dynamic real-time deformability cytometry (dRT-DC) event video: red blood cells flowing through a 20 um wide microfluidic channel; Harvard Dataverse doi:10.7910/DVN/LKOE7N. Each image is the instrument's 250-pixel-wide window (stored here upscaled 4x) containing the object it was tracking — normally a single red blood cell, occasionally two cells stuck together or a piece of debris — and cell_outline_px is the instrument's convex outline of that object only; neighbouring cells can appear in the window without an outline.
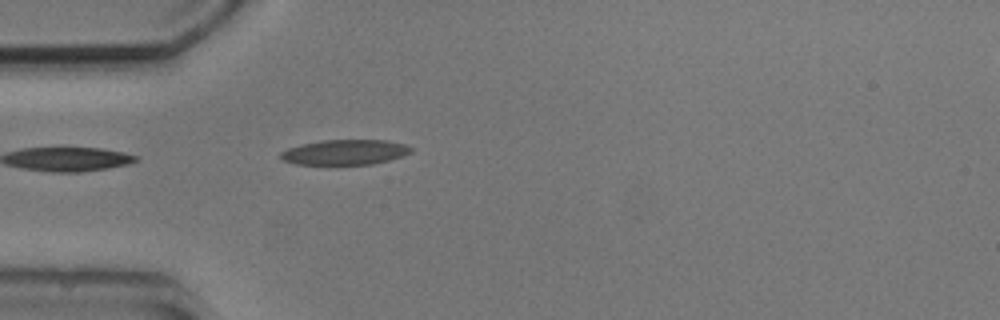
{"species": "common noctule bat (a hibernating species)", "species_latin": "Nyctalus noctula", "temperature_condition": "cold", "stored_images_in_passage": 5, "camera_frame_rate_fps": 3000, "um_per_image_px": 0.085, "animal": {"sex": "male", "body_mass_g": 20.5, "forearm_length_mm": 52.5}, "frame": {"image": 1, "passage_image": 5, "time_ms": 5.667, "image_size_px": [1000, 320], "cell_outline_px": [[412, 152], [404, 156], [372, 164], [328, 168], [296, 164], [284, 160], [280, 156], [280, 152], [288, 148], [300, 144], [324, 140], [388, 140], [404, 144], [412, 148]], "centroid_in_image_um": [29.28, 12.99], "position_along_channel_um": 55.7, "area_um2": 20.11}}